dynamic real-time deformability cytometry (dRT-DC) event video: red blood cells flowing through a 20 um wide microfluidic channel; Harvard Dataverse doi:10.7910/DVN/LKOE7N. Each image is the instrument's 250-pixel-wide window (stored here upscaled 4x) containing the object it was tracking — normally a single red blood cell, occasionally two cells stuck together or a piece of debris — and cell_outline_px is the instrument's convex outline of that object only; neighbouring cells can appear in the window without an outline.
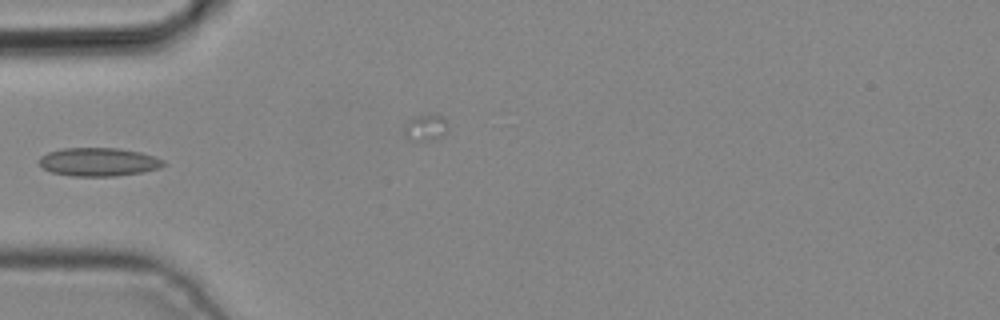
{"species": "common noctule bat (a hibernating species)", "species_latin": "Nyctalus noctula", "temperature_condition": "cold", "stored_images_in_passage": 3, "camera_frame_rate_fps": 3000, "um_per_image_px": 0.085, "animal": {"sex": "male", "body_mass_g": 19.2, "forearm_length_mm": 51.8}, "frame": {"image": 1, "passage_image": 2, "time_ms": 0.333, "image_size_px": [1000, 320], "cell_outline_px": [[168, 164], [160, 168], [144, 172], [116, 176], [72, 176], [52, 172], [44, 168], [36, 160], [40, 156], [48, 152], [64, 148], [120, 148], [140, 152], [156, 156], [164, 160]], "centroid_in_image_um": [8.42, 13.76], "position_along_channel_um": 76.6, "area_um2": 20.87}}